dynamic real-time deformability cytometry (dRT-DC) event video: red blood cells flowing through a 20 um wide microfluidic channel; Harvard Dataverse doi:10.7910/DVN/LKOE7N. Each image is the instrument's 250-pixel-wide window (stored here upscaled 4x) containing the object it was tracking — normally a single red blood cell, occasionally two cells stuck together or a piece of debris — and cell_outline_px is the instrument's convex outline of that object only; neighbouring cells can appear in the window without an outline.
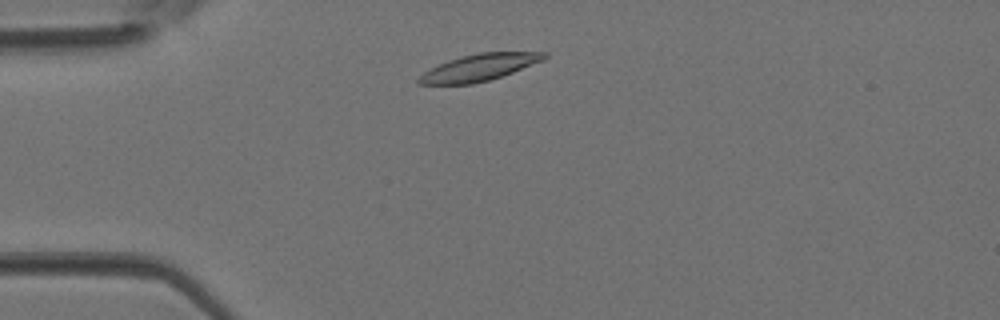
{"species": "Egyptian fruit bat (a non-hibernating species)", "species_latin": "Rousettus aegyptiacus", "temperature_condition": "room temperature", "stored_images_in_passage": 3, "camera_frame_rate_fps": 3000, "um_per_image_px": 0.085, "animal": {"sex": "female"}, "frame": {"image": 1, "passage_image": 3, "time_ms": 0.667, "image_size_px": [1000, 320], "cell_outline_px": [[548, 56], [544, 60], [512, 72], [488, 80], [472, 84], [420, 84], [416, 80], [424, 72], [448, 60], [476, 52], [548, 52]], "centroid_in_image_um": [40.75, 5.72], "position_along_channel_um": 44.2, "area_um2": 19.31}}